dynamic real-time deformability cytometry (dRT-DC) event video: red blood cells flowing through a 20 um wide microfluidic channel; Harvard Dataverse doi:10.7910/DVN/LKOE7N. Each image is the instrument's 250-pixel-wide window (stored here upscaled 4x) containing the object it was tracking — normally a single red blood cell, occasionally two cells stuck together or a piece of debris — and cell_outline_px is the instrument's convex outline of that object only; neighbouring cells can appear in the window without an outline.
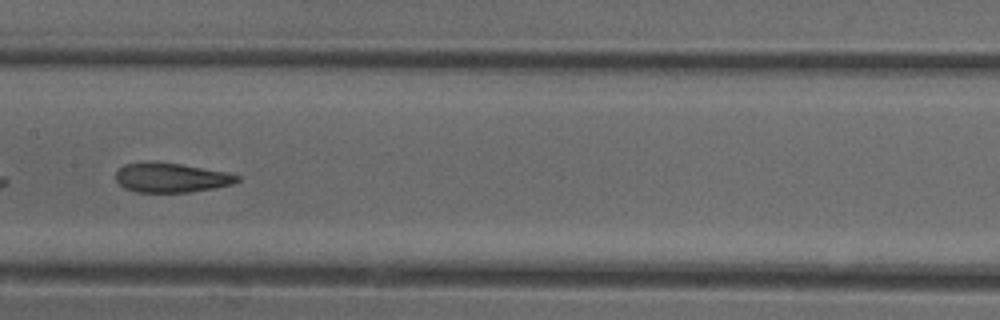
{"species": "common noctule bat (a hibernating species)", "species_latin": "Nyctalus noctula", "temperature_condition": "cold", "stored_images_in_passage": 34, "camera_frame_rate_fps": 3000, "um_per_image_px": 0.085, "animal": {"sex": "female"}, "frame": {"image": 1, "passage_image": 10, "time_ms": 3.0, "image_size_px": [1000, 320], "cell_outline_px": [[240, 180], [232, 184], [192, 192], [136, 192], [124, 188], [116, 180], [116, 172], [124, 164], [148, 160], [180, 164], [224, 172], [240, 176]], "centroid_in_image_um": [14.49, 15.09], "position_along_channel_um": 192.9, "area_um2": 20.87}, "authors_computed_cell_mechanics": {"area_um2": 21.2415, "velocity_mm_per_s": 3.976, "shape_relaxation_time_tau1_ms": 11.1482, "shape_relaxation_time_tau2_ms": 1.6577, "deformation_change_tau1": 0.2561, "deformation_change_tau2": 0.0851}}